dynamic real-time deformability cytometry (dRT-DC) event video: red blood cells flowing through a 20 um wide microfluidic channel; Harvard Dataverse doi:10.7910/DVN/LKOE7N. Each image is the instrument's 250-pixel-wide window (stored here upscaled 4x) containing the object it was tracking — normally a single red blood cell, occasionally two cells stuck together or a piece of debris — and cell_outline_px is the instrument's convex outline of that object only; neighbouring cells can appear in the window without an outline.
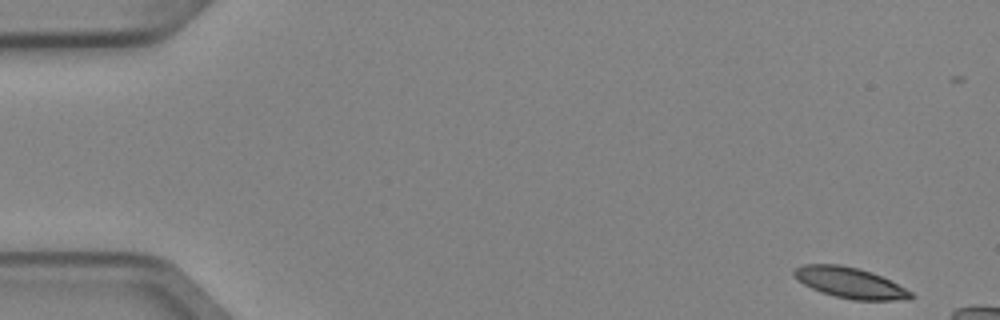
{"species": "Egyptian fruit bat (a non-hibernating species)", "species_latin": "Rousettus aegyptiacus", "temperature_condition": "cold", "stored_images_in_passage": 4, "camera_frame_rate_fps": 3000, "um_per_image_px": 0.085, "animal": {"sex": "female"}, "frame": {"image": 1, "passage_image": 1, "time_ms": 0.0, "image_size_px": [1000, 320], "cell_outline_px": [[916, 296], [908, 300], [852, 300], [820, 292], [804, 284], [792, 272], [796, 268], [804, 264], [840, 264], [856, 268], [880, 276], [912, 292]], "centroid_in_image_um": [72.26, 24.05], "position_along_channel_um": 12.7, "area_um2": 20.52}}